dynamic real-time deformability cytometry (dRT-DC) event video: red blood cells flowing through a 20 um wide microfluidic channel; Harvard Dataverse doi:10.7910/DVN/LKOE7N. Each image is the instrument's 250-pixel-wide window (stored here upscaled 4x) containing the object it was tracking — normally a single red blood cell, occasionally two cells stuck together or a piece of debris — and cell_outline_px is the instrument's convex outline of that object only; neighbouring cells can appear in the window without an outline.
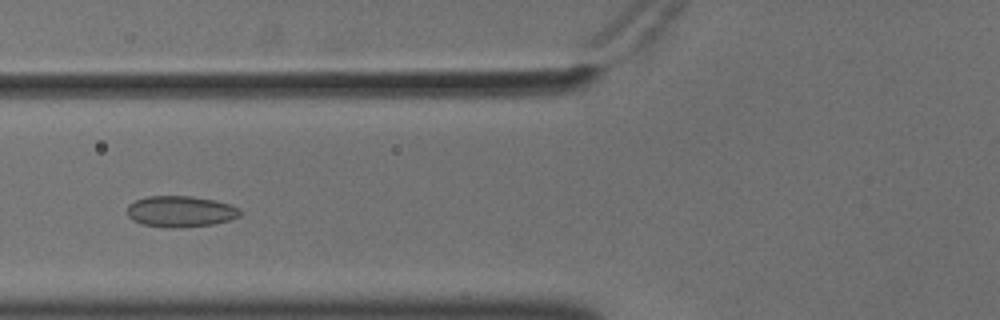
{"species": "common noctule bat (a hibernating species)", "species_latin": "Nyctalus noctula", "temperature_condition": "cold", "stored_images_in_passage": 53, "camera_frame_rate_fps": 3000, "um_per_image_px": 0.085, "animal": {"sex": "male", "body_mass_g": 18.8}, "frame": {"image": 1, "passage_image": 19, "time_ms": 6.0, "image_size_px": [1000, 320], "cell_outline_px": [[240, 216], [228, 220], [212, 224], [180, 228], [164, 228], [144, 224], [132, 220], [128, 216], [128, 204], [136, 200], [148, 196], [192, 196], [212, 200], [228, 204], [240, 208]], "centroid_in_image_um": [15.32, 17.98], "position_along_channel_um": 110.5, "area_um2": 20.4}}
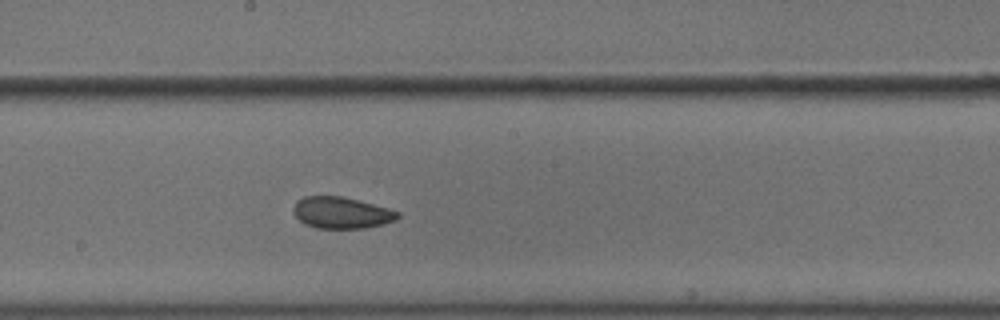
{"frame": {"image": 2, "passage_image": 28, "time_ms": 9.0, "image_size_px": [1000, 320], "cell_outline_px": [[400, 216], [396, 220], [384, 224], [364, 228], [316, 228], [304, 224], [292, 212], [292, 208], [296, 200], [304, 196], [340, 196], [388, 208], [400, 212]], "centroid_in_image_um": [29.0, 18.08], "position_along_channel_um": 219.2, "area_um2": 19.19}}
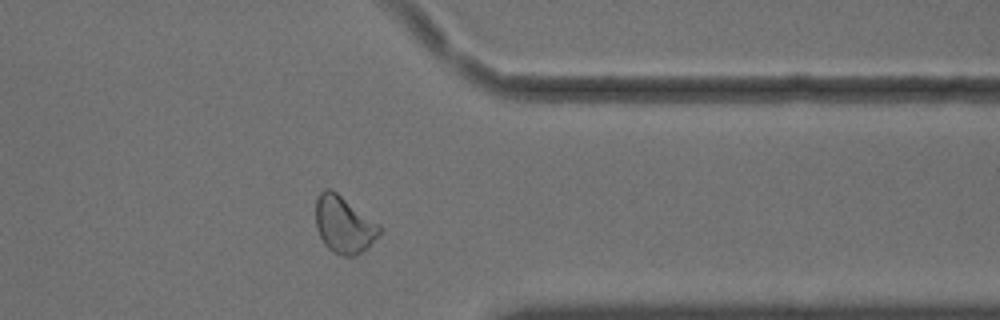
{"frame": {"image": 3, "passage_image": 42, "time_ms": 13.667, "image_size_px": [1000, 320], "cell_outline_px": [[380, 232], [368, 248], [352, 256], [340, 256], [332, 252], [324, 244], [316, 228], [316, 200], [320, 192], [324, 188], [332, 188], [380, 224]], "centroid_in_image_um": [29.22, 19.08], "position_along_channel_um": 382.2, "area_um2": 21.33}, "authors_computed_cell_mechanics": {"area_um2": 21.3282, "velocity_mm_per_s": 3.6108, "shape_relaxation_time_tau1_ms": null, "shape_relaxation_time_tau2_ms": 2.0516, "deformation_change_tau1": null, "deformation_change_tau2": 0.0633}}